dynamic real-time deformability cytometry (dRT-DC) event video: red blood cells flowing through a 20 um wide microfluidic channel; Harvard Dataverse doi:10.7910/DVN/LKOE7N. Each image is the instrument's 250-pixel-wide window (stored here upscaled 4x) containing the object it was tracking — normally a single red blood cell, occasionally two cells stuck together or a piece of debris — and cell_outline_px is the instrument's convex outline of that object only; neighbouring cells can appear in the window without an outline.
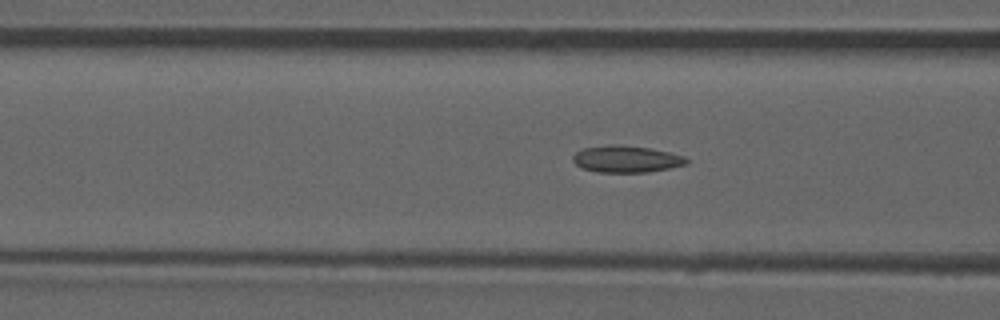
{"species": "common noctule bat (a hibernating species)", "species_latin": "Nyctalus noctula", "temperature_condition": "room temperature", "stored_images_in_passage": 38, "camera_frame_rate_fps": 3000, "um_per_image_px": 0.085, "animal": {"sex": "male", "forearm_length_mm": 52.5}, "frame": {"image": 1, "passage_image": 6, "time_ms": 1.667, "image_size_px": [1000, 320], "cell_outline_px": [[688, 164], [648, 172], [600, 172], [580, 168], [572, 160], [572, 156], [576, 152], [584, 148], [608, 144], [648, 148], [668, 152], [684, 156], [688, 160]], "centroid_in_image_um": [53.2, 13.52], "position_along_channel_um": 113.4, "area_um2": 17.57}, "authors_computed_cell_mechanics": {"area_um2": 16.9354, "velocity_mm_per_s": 3.8857, "shape_relaxation_time_tau1_ms": null, "shape_relaxation_time_tau2_ms": 2.1878, "deformation_change_tau1": null, "deformation_change_tau2": 0.0797}}